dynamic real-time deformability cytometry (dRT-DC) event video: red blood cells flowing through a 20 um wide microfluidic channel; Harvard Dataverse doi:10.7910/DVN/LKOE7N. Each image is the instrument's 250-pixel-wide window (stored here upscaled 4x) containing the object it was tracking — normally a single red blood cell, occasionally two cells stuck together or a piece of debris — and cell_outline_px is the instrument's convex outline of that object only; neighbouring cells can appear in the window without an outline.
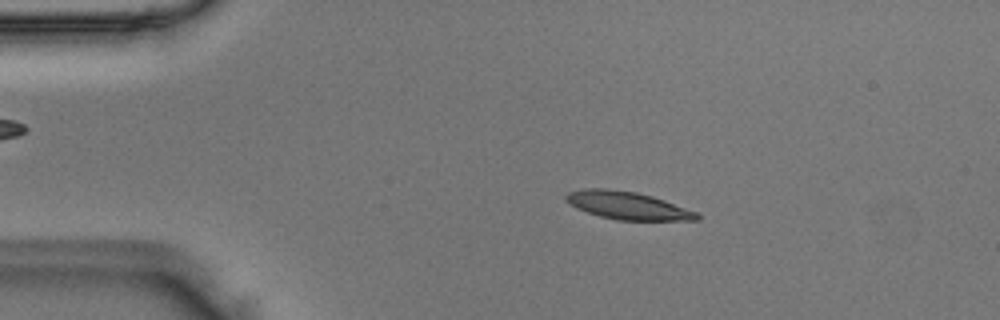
{"species": "Egyptian fruit bat (a non-hibernating species)", "species_latin": "Rousettus aegyptiacus", "temperature_condition": "room temperature", "stored_images_in_passage": 50, "camera_frame_rate_fps": 3000, "um_per_image_px": 0.085, "animal": {"sex": "male"}, "frame": {"image": 1, "passage_image": 9, "time_ms": 2.667, "image_size_px": [1000, 320], "cell_outline_px": [[700, 220], [616, 220], [600, 216], [576, 208], [564, 200], [564, 196], [568, 192], [584, 188], [608, 188], [636, 192], [652, 196], [700, 212]], "centroid_in_image_um": [53.36, 17.46], "position_along_channel_um": 31.6, "area_um2": 21.39}}
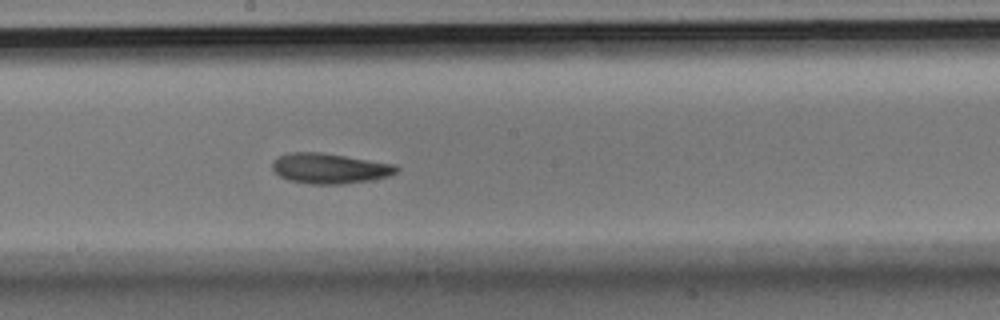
{"frame": {"image": 2, "passage_image": 27, "time_ms": 8.667, "image_size_px": [1000, 320], "cell_outline_px": [[400, 168], [396, 172], [388, 176], [372, 180], [344, 184], [308, 184], [288, 180], [280, 176], [272, 168], [272, 160], [288, 152], [320, 152], [396, 164]], "centroid_in_image_um": [28.02, 14.31], "position_along_channel_um": 220.2, "area_um2": 22.02}}
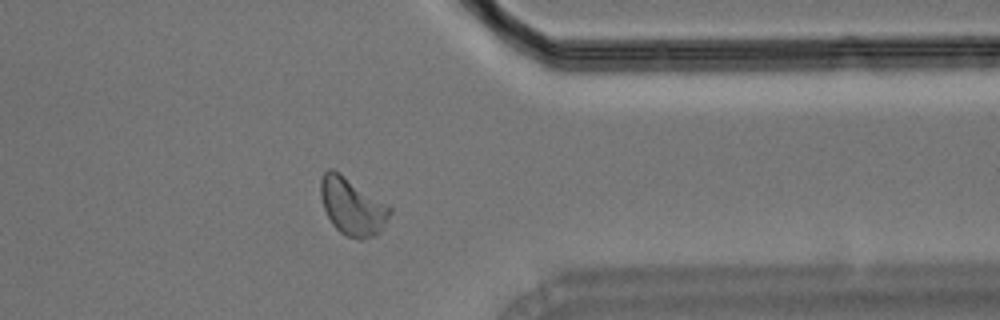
{"frame": {"image": 3, "passage_image": 40, "time_ms": 13.0, "image_size_px": [1000, 320], "cell_outline_px": [[392, 212], [380, 232], [376, 236], [364, 240], [360, 240], [344, 236], [332, 224], [324, 208], [320, 196], [320, 180], [324, 172], [328, 168], [332, 168], [388, 204], [392, 208]], "centroid_in_image_um": [29.95, 17.58], "position_along_channel_um": 381.4, "area_um2": 23.29}}